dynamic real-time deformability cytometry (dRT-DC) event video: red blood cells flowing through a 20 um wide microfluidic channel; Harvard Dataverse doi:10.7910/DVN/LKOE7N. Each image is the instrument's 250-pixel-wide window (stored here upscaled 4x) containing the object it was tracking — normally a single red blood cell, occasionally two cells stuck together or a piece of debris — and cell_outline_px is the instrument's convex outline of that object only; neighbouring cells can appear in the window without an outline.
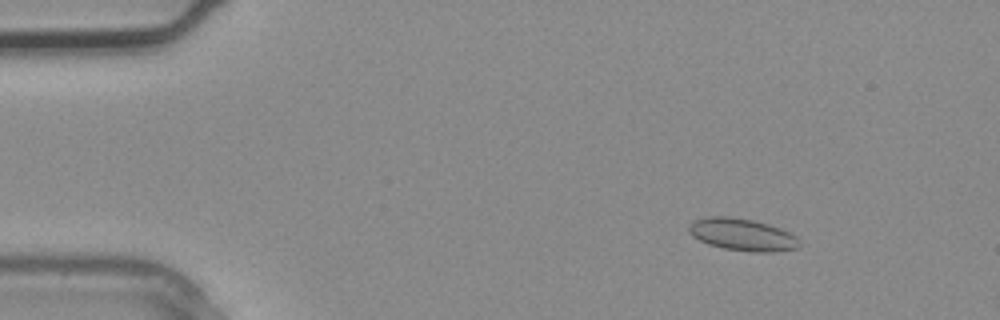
{"species": "common noctule bat (a hibernating species)", "species_latin": "Nyctalus noctula", "temperature_condition": "warm", "stored_images_in_passage": 4, "camera_frame_rate_fps": 3000, "um_per_image_px": 0.085, "animal": {"sex": "male", "body_mass_g": 20.4}, "frame": {"image": 1, "passage_image": 2, "time_ms": 0.333, "image_size_px": [1000, 320], "cell_outline_px": [[800, 244], [796, 248], [776, 252], [752, 252], [724, 248], [708, 244], [692, 236], [688, 232], [688, 228], [696, 220], [708, 216], [728, 216], [752, 220], [768, 224], [780, 228], [796, 236], [800, 240]], "centroid_in_image_um": [63.11, 19.95], "position_along_channel_um": 21.9, "area_um2": 20.63}}